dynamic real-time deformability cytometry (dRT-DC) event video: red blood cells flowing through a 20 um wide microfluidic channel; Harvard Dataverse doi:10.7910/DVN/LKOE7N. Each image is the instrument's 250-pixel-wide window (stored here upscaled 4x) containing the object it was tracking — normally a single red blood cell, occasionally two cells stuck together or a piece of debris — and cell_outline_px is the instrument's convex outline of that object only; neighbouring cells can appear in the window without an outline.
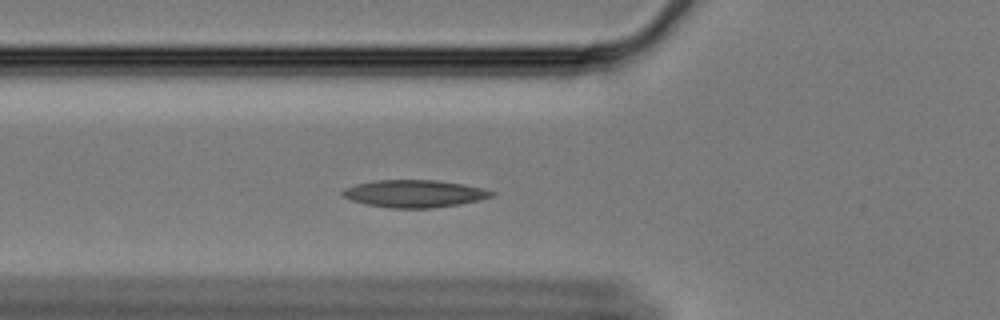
{"species": "Egyptian fruit bat (a non-hibernating species)", "species_latin": "Rousettus aegyptiacus", "temperature_condition": "cold", "stored_images_in_passage": 43, "camera_frame_rate_fps": 3000, "um_per_image_px": 0.085, "animal": {"sex": "female"}, "frame": {"image": 1, "passage_image": 11, "time_ms": 3.333, "image_size_px": [1000, 320], "cell_outline_px": [[496, 196], [480, 200], [460, 204], [432, 208], [388, 208], [364, 204], [352, 200], [344, 196], [340, 192], [344, 188], [356, 184], [376, 180], [436, 180], [464, 184], [484, 188], [496, 192]], "centroid_in_image_um": [35.26, 16.46], "position_along_channel_um": 90.5, "area_um2": 24.04}}
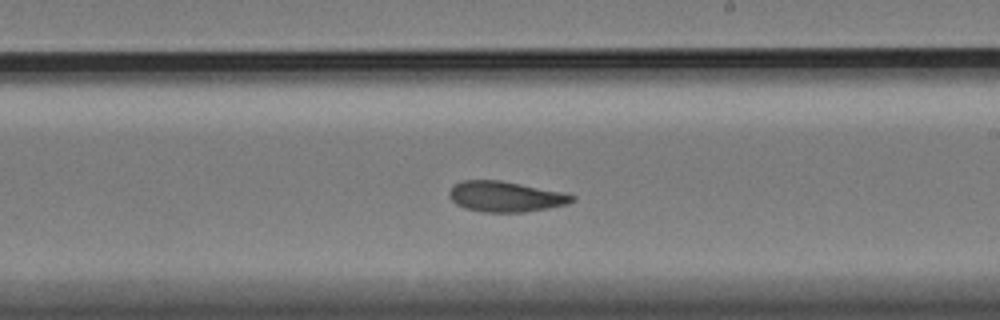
{"frame": {"image": 2, "passage_image": 25, "time_ms": 8.0, "image_size_px": [1000, 320], "cell_outline_px": [[576, 200], [568, 204], [548, 208], [524, 212], [484, 212], [464, 208], [456, 204], [448, 196], [448, 192], [460, 180], [500, 180], [564, 192], [576, 196]], "centroid_in_image_um": [42.99, 16.71], "position_along_channel_um": 246.0, "area_um2": 21.96}}
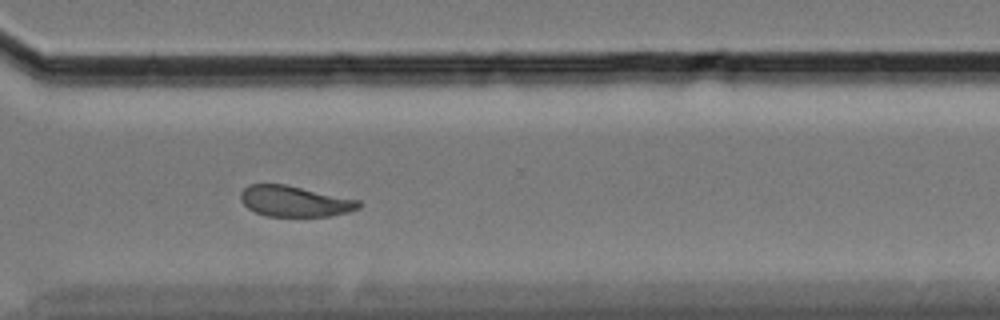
{"frame": {"image": 3, "passage_image": 34, "time_ms": 11.0, "image_size_px": [1000, 320], "cell_outline_px": [[364, 204], [360, 208], [348, 212], [332, 216], [264, 216], [248, 208], [240, 200], [240, 192], [248, 184], [284, 184], [360, 200]], "centroid_in_image_um": [25.06, 17.11], "position_along_channel_um": 345.5, "area_um2": 21.33}, "authors_computed_cell_mechanics": {"area_um2": 22.5998, "velocity_mm_per_s": 3.3177, "shape_relaxation_time_tau1_ms": 7.8054, "shape_relaxation_time_tau2_ms": 5.9487, "deformation_change_tau1": 0.1536, "deformation_change_tau2": 0.1149}}